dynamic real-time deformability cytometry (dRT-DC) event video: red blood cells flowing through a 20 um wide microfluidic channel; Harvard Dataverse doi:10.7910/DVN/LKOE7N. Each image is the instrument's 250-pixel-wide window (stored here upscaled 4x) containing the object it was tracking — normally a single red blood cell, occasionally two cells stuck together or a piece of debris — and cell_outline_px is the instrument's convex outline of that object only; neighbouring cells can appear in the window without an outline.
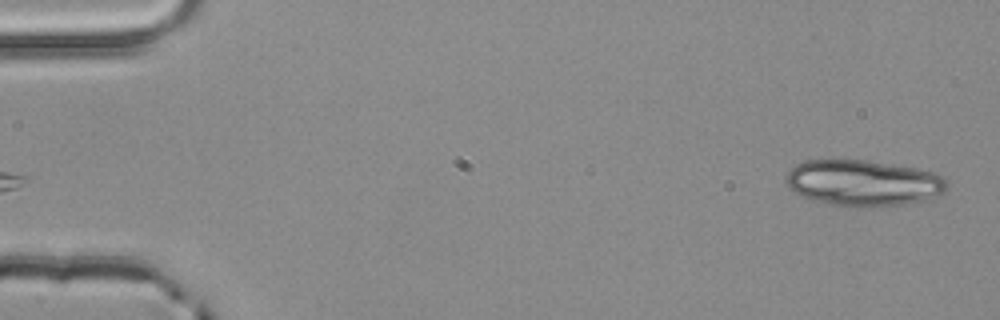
{"species": "common noctule bat (a hibernating species)", "species_latin": "Nyctalus noctula", "temperature_condition": "room temperature", "stored_images_in_passage": 3, "camera_frame_rate_fps": 3000, "um_per_image_px": 0.085, "animal": {"sex": "male", "body_mass_g": 20.4}, "frame": {"image": 1, "passage_image": 3, "time_ms": 0.667, "image_size_px": [1000, 320], "cell_outline_px": [[948, 188], [944, 192], [936, 196], [924, 200], [904, 204], [864, 208], [828, 204], [812, 200], [800, 196], [788, 188], [784, 180], [784, 176], [788, 168], [804, 160], [832, 156], [868, 160], [916, 168], [932, 172], [940, 176], [948, 184]], "centroid_in_image_um": [73.25, 15.51], "position_along_channel_um": 11.8, "area_um2": 44.68}}